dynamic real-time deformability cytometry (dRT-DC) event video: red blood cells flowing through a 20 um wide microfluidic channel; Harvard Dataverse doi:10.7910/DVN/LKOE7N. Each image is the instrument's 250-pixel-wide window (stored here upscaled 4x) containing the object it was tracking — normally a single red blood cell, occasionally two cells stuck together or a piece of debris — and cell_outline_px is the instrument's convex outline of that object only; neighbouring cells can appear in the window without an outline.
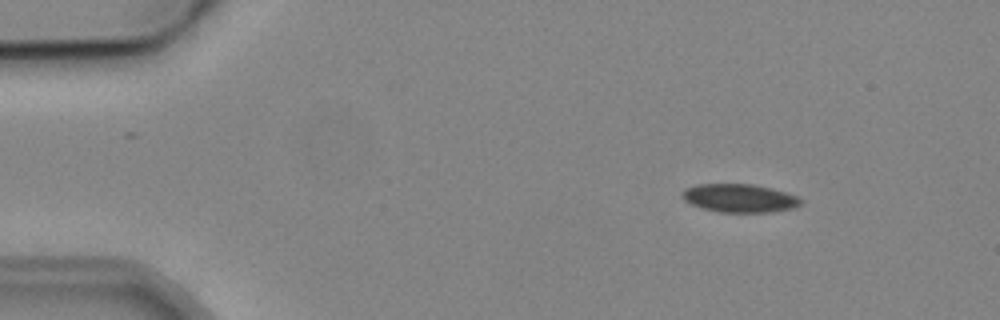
{"species": "common noctule bat (a hibernating species)", "species_latin": "Nyctalus noctula", "temperature_condition": "cold", "stored_images_in_passage": 5, "camera_frame_rate_fps": 3000, "um_per_image_px": 0.085, "animal": {"sex": "male", "body_mass_g": 19.2, "forearm_length_mm": 51.8}, "frame": {"image": 1, "passage_image": 1, "time_ms": 0.0, "image_size_px": [1000, 320], "cell_outline_px": [[804, 200], [800, 204], [792, 208], [772, 212], [720, 212], [704, 208], [692, 204], [684, 200], [680, 192], [684, 188], [696, 184], [752, 184], [772, 188], [796, 196]], "centroid_in_image_um": [62.84, 16.83], "position_along_channel_um": 22.2, "area_um2": 19.54}}
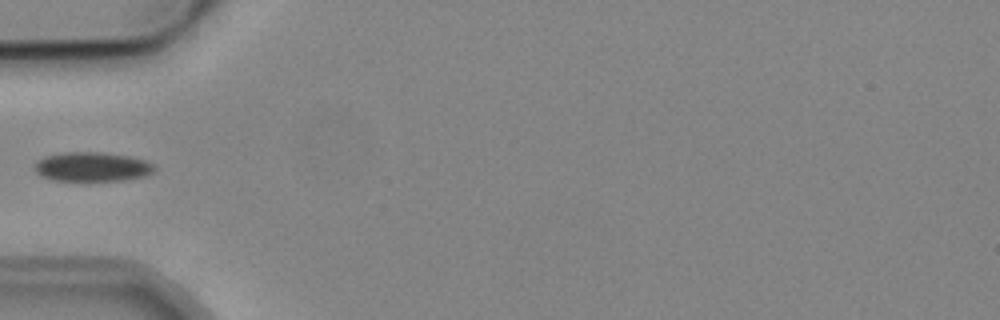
{"frame": {"image": 2, "passage_image": 4, "time_ms": 3.667, "image_size_px": [1000, 320], "cell_outline_px": [[156, 168], [152, 172], [144, 176], [124, 180], [48, 180], [40, 176], [36, 172], [36, 164], [44, 156], [64, 152], [104, 152], [132, 156], [156, 164]], "centroid_in_image_um": [7.86, 14.17], "position_along_channel_um": 77.1, "area_um2": 20.52}}